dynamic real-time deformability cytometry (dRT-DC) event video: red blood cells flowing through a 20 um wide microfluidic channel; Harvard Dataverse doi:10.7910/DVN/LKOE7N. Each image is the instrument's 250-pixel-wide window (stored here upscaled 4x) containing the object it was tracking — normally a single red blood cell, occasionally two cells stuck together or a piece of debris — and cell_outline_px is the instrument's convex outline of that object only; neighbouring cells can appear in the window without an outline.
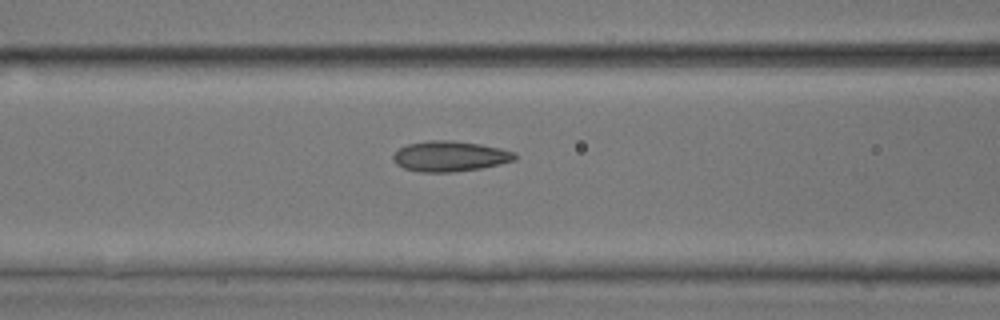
{"species": "common noctule bat (a hibernating species)", "species_latin": "Nyctalus noctula", "temperature_condition": "room temperature", "stored_images_in_passage": 25, "camera_frame_rate_fps": 3000, "um_per_image_px": 0.085, "animal": {"sex": "male", "body_mass_g": 17.9, "forearm_length_mm": 54.2}, "frame": {"image": 1, "passage_image": 17, "time_ms": 5.333, "image_size_px": [1000, 320], "cell_outline_px": [[516, 160], [500, 164], [480, 168], [452, 172], [420, 172], [404, 168], [396, 164], [392, 156], [400, 148], [408, 144], [428, 140], [452, 140], [480, 144], [500, 148], [516, 152]], "centroid_in_image_um": [38.26, 13.28], "position_along_channel_um": 128.3, "area_um2": 21.56}}
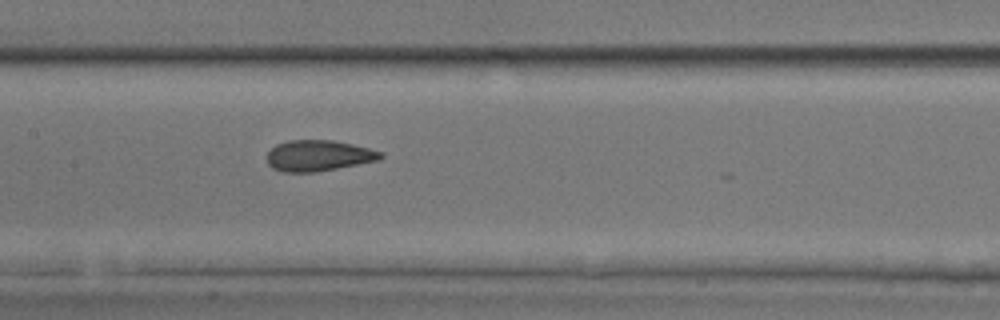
{"frame": {"image": 2, "passage_image": 21, "time_ms": 6.667, "image_size_px": [1000, 320], "cell_outline_px": [[384, 156], [380, 160], [336, 168], [312, 172], [284, 172], [272, 168], [268, 164], [268, 152], [276, 144], [288, 140], [332, 140], [352, 144], [368, 148], [380, 152]], "centroid_in_image_um": [27.05, 13.22], "position_along_channel_um": 180.3, "area_um2": 20.29}}